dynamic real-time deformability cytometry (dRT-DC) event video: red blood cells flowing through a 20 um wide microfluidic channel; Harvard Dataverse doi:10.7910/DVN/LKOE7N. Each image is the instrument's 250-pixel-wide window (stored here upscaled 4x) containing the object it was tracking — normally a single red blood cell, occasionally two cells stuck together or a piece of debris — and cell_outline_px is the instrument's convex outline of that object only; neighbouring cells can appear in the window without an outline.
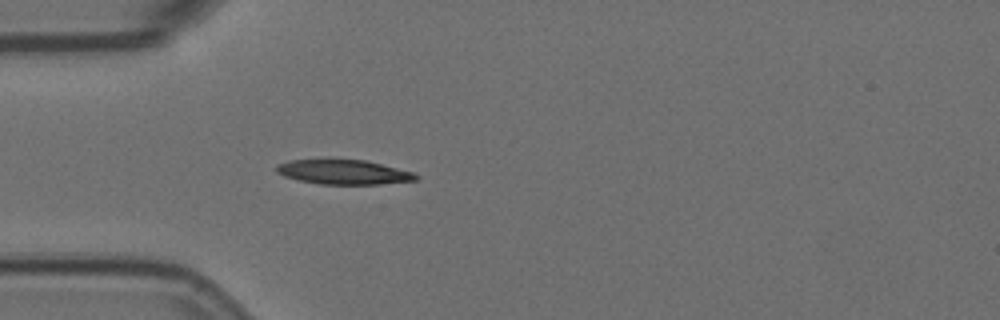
{"species": "Egyptian fruit bat (a non-hibernating species)", "species_latin": "Rousettus aegyptiacus", "temperature_condition": "room temperature", "stored_images_in_passage": 1, "camera_frame_rate_fps": 3000, "um_per_image_px": 0.085, "animal": {"sex": "female"}, "frame": {"image": 1, "passage_image": 1, "time_ms": 0.0, "image_size_px": [1000, 320], "cell_outline_px": [[420, 176], [416, 180], [380, 184], [320, 184], [300, 180], [284, 176], [276, 172], [276, 164], [288, 160], [364, 160], [416, 172]], "centroid_in_image_um": [29.23, 14.63], "position_along_channel_um": 55.8, "area_um2": 19.88}}